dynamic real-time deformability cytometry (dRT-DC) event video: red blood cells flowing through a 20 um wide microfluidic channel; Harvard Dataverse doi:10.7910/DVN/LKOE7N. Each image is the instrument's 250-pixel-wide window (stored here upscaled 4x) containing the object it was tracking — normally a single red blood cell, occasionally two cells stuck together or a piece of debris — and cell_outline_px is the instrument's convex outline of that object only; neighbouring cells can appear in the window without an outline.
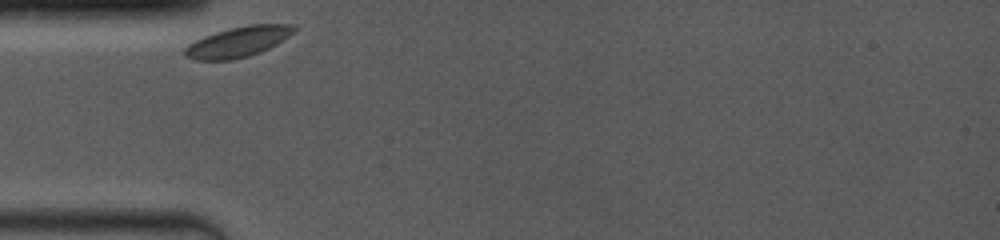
{"species": "common noctule bat (a hibernating species)", "species_latin": "Nyctalus noctula", "temperature_condition": "room temperature", "stored_images_in_passage": 22, "camera_frame_rate_fps": 4000, "um_per_image_px": 0.085, "animal": {"sex": "female", "body_mass_g": 19.0, "forearm_length_mm": 53.3}, "frame": {"image": 1, "passage_image": 1, "time_ms": 0.0, "image_size_px": [1000, 240], "cell_outline_px": [[296, 28], [288, 36], [276, 44], [260, 52], [248, 56], [232, 60], [192, 60], [184, 56], [184, 48], [188, 44], [204, 36], [216, 32], [232, 28], [252, 24], [292, 24]], "centroid_in_image_um": [20.19, 3.57], "position_along_channel_um": 64.8, "area_um2": 19.13}}
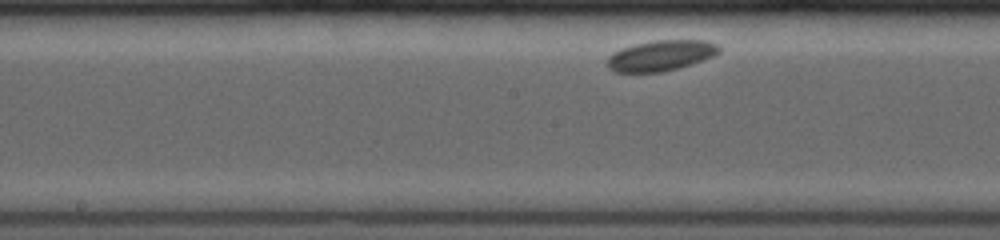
{"frame": {"image": 2, "passage_image": 10, "time_ms": 3.75, "image_size_px": [1000, 240], "cell_outline_px": [[720, 52], [704, 60], [676, 68], [660, 72], [616, 72], [608, 68], [608, 56], [632, 44], [656, 40], [704, 40], [716, 44], [720, 48]], "centroid_in_image_um": [56.18, 4.71], "position_along_channel_um": 192.0, "area_um2": 19.65}}
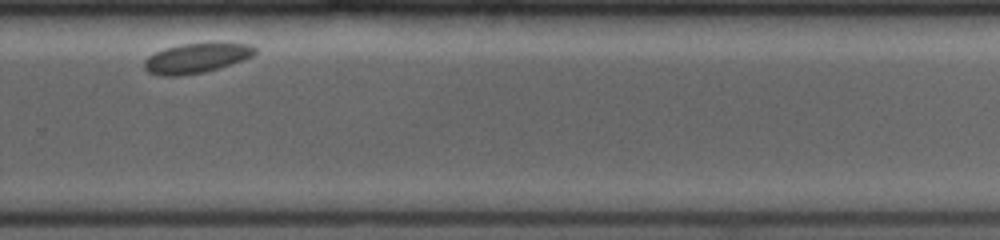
{"frame": {"image": 3, "passage_image": 19, "time_ms": 7.25, "image_size_px": [1000, 240], "cell_outline_px": [[256, 52], [252, 56], [244, 60], [220, 68], [204, 72], [180, 76], [160, 76], [148, 72], [144, 68], [144, 60], [148, 56], [156, 52], [180, 44], [248, 44], [256, 48]], "centroid_in_image_um": [16.66, 4.97], "position_along_channel_um": 313.1, "area_um2": 18.96}}